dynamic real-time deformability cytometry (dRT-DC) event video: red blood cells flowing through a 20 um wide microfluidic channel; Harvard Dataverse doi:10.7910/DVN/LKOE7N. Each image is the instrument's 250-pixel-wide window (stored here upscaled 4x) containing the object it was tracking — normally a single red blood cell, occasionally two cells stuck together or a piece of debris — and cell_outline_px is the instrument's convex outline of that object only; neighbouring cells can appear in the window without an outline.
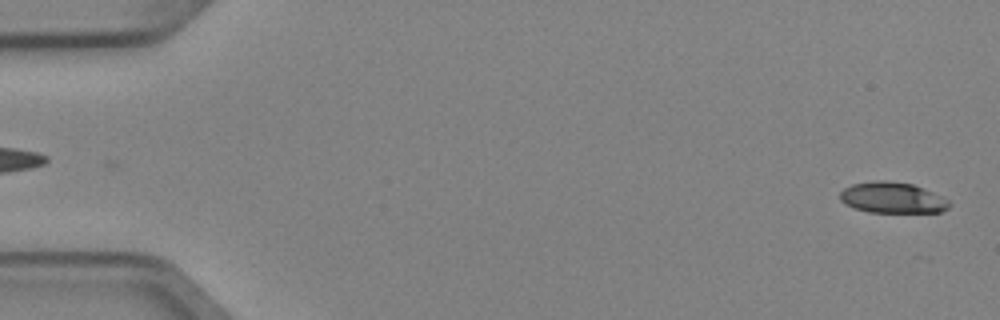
{"species": "Egyptian fruit bat (a non-hibernating species)", "species_latin": "Rousettus aegyptiacus", "temperature_condition": "cold", "stored_images_in_passage": 5, "camera_frame_rate_fps": 3000, "um_per_image_px": 0.085, "animal": {"sex": "female"}, "frame": {"image": 1, "passage_image": 5, "time_ms": 1.333, "image_size_px": [1000, 320], "cell_outline_px": [[948, 208], [940, 212], [868, 212], [852, 208], [844, 204], [840, 200], [840, 192], [844, 188], [852, 184], [872, 180], [884, 180], [912, 184], [924, 188], [948, 200]], "centroid_in_image_um": [75.79, 16.8], "position_along_channel_um": 9.2, "area_um2": 19.71}}